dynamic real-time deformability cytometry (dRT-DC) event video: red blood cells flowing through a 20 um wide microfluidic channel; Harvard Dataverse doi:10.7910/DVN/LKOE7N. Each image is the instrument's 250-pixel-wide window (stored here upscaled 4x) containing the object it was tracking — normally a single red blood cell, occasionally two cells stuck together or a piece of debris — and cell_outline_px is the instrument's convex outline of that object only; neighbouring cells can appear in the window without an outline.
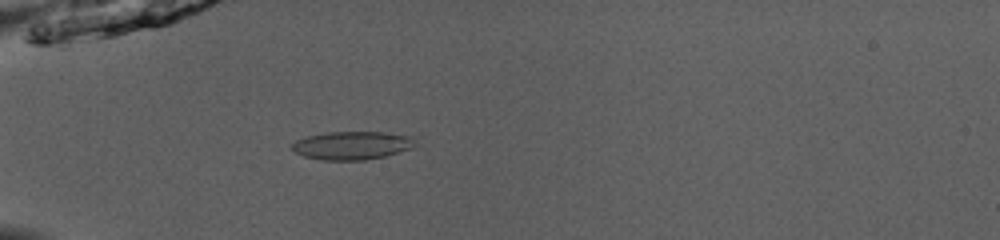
{"species": "common noctule bat (a hibernating species)", "species_latin": "Nyctalus noctula", "temperature_condition": "room temperature", "stored_images_in_passage": 51, "camera_frame_rate_fps": 3000, "um_per_image_px": 0.085, "animal": {"sex": "male", "body_mass_g": 13.0, "forearm_length_mm": 53.1}, "frame": {"image": 1, "passage_image": 17, "time_ms": 5.333, "image_size_px": [1000, 240], "cell_outline_px": [[420, 144], [384, 156], [364, 160], [320, 160], [304, 156], [296, 152], [292, 148], [292, 144], [296, 140], [304, 136], [328, 132], [384, 132], [420, 136]], "centroid_in_image_um": [30.01, 12.34], "position_along_channel_um": 55.0, "area_um2": 20.63}}
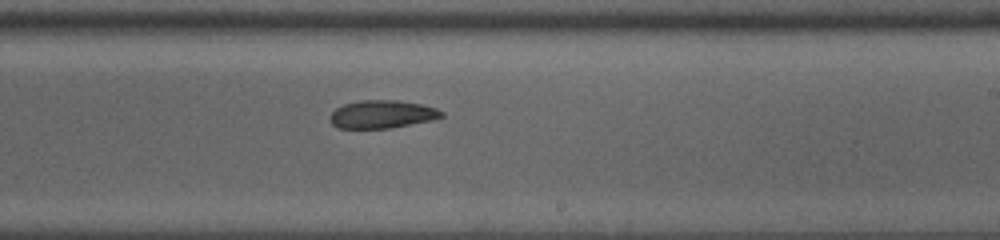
{"frame": {"image": 2, "passage_image": 33, "time_ms": 10.667, "image_size_px": [1000, 240], "cell_outline_px": [[444, 116], [432, 120], [388, 128], [340, 128], [332, 124], [328, 120], [328, 116], [336, 108], [344, 104], [360, 100], [396, 100], [420, 104], [436, 108], [444, 112]], "centroid_in_image_um": [32.45, 9.71], "position_along_channel_um": 256.6, "area_um2": 18.15}}
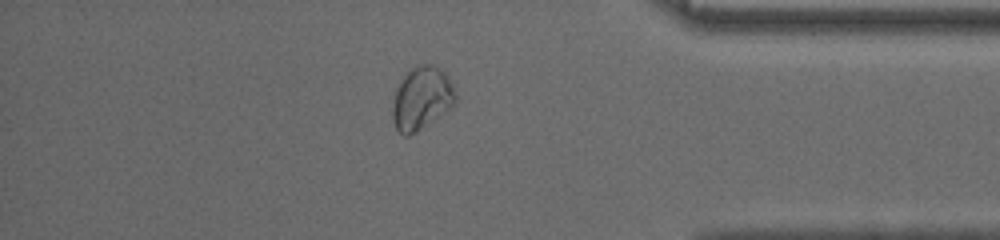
{"frame": {"image": 3, "passage_image": 45, "time_ms": 14.667, "image_size_px": [1000, 240], "cell_outline_px": [[456, 104], [416, 132], [408, 136], [404, 136], [396, 128], [392, 120], [392, 108], [396, 88], [404, 76], [412, 68], [424, 64], [432, 64], [440, 68], [448, 76], [456, 92]], "centroid_in_image_um": [35.85, 8.36], "position_along_channel_um": 399.4, "area_um2": 23.0}, "authors_computed_cell_mechanics": {"area_um2": 20.6346, "velocity_mm_per_s": 3.9958, "shape_relaxation_time_tau1_ms": null, "shape_relaxation_time_tau2_ms": 11.3212, "deformation_change_tau1": null, "deformation_change_tau2": 0.1593}}